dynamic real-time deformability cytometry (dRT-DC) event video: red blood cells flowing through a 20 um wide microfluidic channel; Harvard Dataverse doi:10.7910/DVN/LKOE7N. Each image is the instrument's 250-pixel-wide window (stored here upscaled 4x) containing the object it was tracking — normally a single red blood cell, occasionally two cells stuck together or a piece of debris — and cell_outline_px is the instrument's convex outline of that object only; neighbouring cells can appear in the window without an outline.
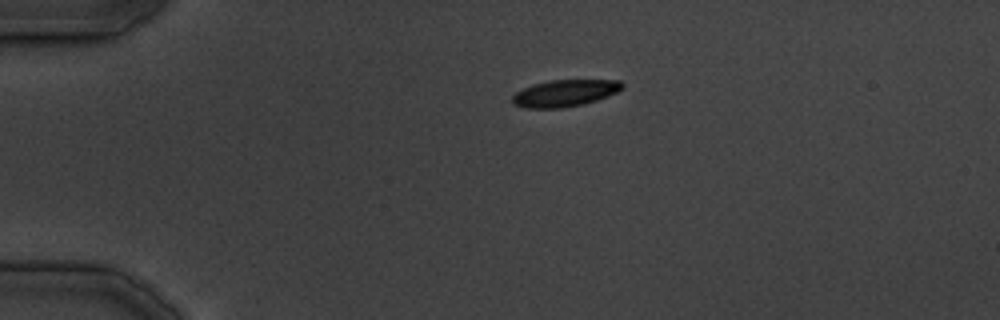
{"species": "common noctule bat (a hibernating species)", "species_latin": "Nyctalus noctula", "temperature_condition": "cold", "stored_images_in_passage": 30, "camera_frame_rate_fps": 3000, "um_per_image_px": 0.085, "animal": {"sex": "male", "body_mass_g": 19.5, "forearm_length_mm": 54.6}, "frame": {"image": 1, "passage_image": 1, "time_ms": 0.0, "image_size_px": [1000, 320], "cell_outline_px": [[624, 88], [608, 96], [584, 104], [560, 108], [524, 108], [512, 104], [512, 96], [516, 92], [524, 88], [536, 84], [552, 80], [620, 80], [624, 84]], "centroid_in_image_um": [48.02, 7.92], "position_along_channel_um": 37.0, "area_um2": 17.11}}
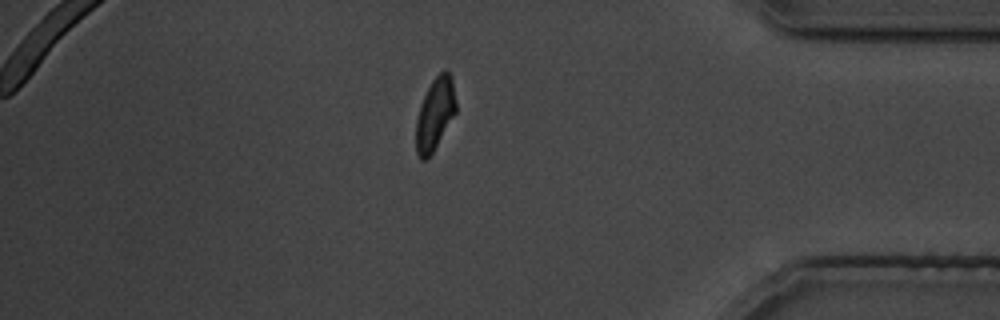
{"frame": {"image": 2, "passage_image": 25, "time_ms": 29.667, "image_size_px": [1000, 320], "cell_outline_px": [[456, 112], [432, 152], [424, 160], [420, 160], [416, 156], [416, 120], [420, 104], [432, 80], [444, 68], [448, 72], [452, 80], [456, 100]], "centroid_in_image_um": [36.96, 9.68], "position_along_channel_um": 398.2, "area_um2": 16.65}}
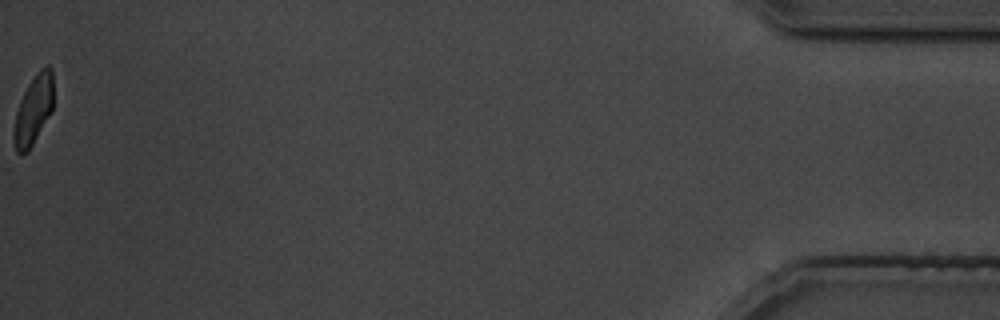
{"frame": {"image": 3, "passage_image": 30, "time_ms": 36.333, "image_size_px": [1000, 320], "cell_outline_px": [[52, 108], [28, 152], [16, 152], [12, 140], [12, 132], [16, 112], [20, 100], [28, 84], [40, 68], [48, 64], [52, 68]], "centroid_in_image_um": [2.8, 9.33], "position_along_channel_um": 432.4, "area_um2": 15.72}}